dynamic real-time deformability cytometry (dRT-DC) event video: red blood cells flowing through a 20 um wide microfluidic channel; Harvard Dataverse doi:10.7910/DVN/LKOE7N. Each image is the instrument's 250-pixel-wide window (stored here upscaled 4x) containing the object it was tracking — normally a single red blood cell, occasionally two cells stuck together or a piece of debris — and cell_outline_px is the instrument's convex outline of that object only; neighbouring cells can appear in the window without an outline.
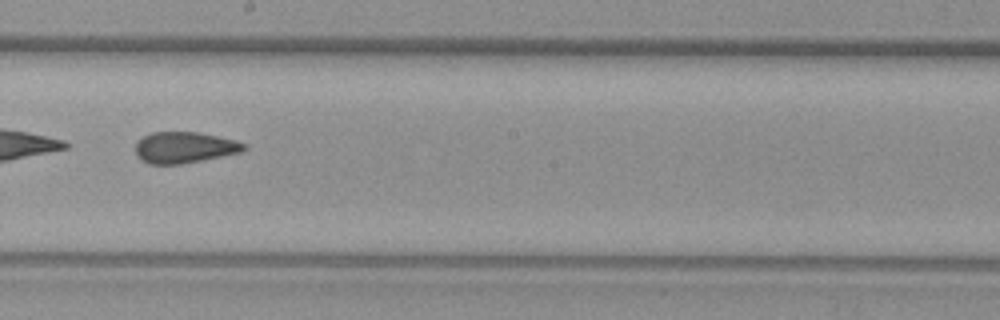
{"species": "common noctule bat (a hibernating species)", "species_latin": "Nyctalus noctula", "temperature_condition": "warm", "stored_images_in_passage": 46, "camera_frame_rate_fps": 3000, "um_per_image_px": 0.085, "animal": {"sex": "female", "body_mass_g": 29.2, "forearm_length_mm": 56.3}, "frame": {"image": 1, "passage_image": 23, "time_ms": 7.333, "image_size_px": [1000, 320], "cell_outline_px": [[248, 148], [240, 152], [180, 164], [148, 164], [140, 160], [136, 156], [136, 140], [152, 132], [200, 132], [236, 140], [248, 144]], "centroid_in_image_um": [15.66, 12.52], "position_along_channel_um": 232.5, "area_um2": 19.83}}
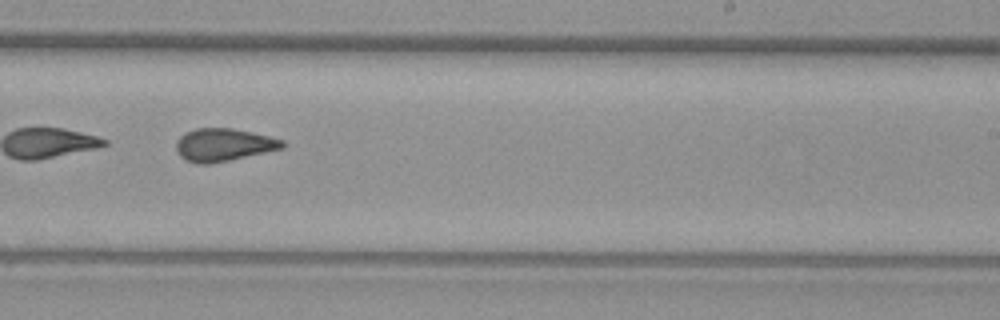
{"frame": {"image": 2, "passage_image": 26, "time_ms": 8.333, "image_size_px": [1000, 320], "cell_outline_px": [[284, 148], [212, 164], [196, 164], [184, 160], [180, 156], [176, 148], [176, 140], [184, 132], [196, 128], [232, 128], [252, 132], [284, 140]], "centroid_in_image_um": [18.97, 12.31], "position_along_channel_um": 270.0, "area_um2": 20.46}, "authors_computed_cell_mechanics": {"area_um2": 20.7502, "velocity_mm_per_s": 3.7598, "shape_relaxation_time_tau1_ms": null, "shape_relaxation_time_tau2_ms": 1.6889, "deformation_change_tau1": null, "deformation_change_tau2": 0.0695}}